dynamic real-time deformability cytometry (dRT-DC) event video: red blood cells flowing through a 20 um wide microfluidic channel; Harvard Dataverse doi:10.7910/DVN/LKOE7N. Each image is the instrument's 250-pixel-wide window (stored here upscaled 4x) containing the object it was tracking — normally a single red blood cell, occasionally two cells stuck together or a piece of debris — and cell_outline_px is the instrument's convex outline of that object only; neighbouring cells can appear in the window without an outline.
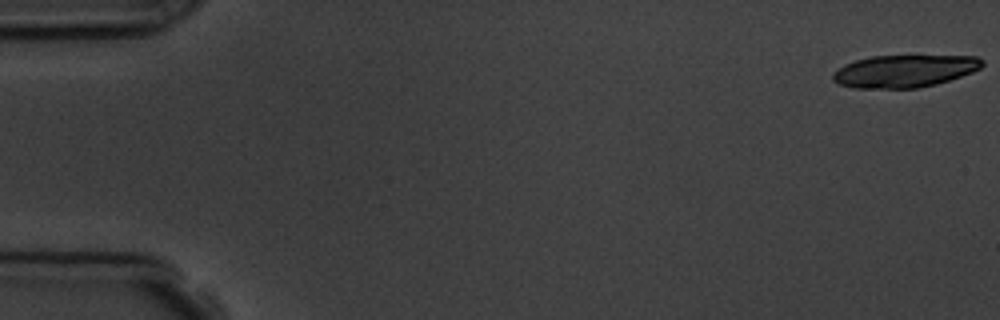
{"species": "common noctule bat (a hibernating species)", "species_latin": "Nyctalus noctula", "temperature_condition": "room temperature", "stored_images_in_passage": 8, "camera_frame_rate_fps": 3000, "um_per_image_px": 0.085, "animal": {"sex": "male", "body_mass_g": 19.5, "forearm_length_mm": 54.6}, "frame": {"image": 1, "passage_image": 1, "time_ms": 0.0, "image_size_px": [1000, 320], "cell_outline_px": [[984, 64], [980, 68], [972, 72], [936, 84], [916, 88], [856, 88], [840, 84], [832, 80], [832, 72], [844, 64], [856, 60], [872, 56], [976, 56], [984, 60]], "centroid_in_image_um": [76.86, 6.04], "position_along_channel_um": 8.1, "area_um2": 28.09}}